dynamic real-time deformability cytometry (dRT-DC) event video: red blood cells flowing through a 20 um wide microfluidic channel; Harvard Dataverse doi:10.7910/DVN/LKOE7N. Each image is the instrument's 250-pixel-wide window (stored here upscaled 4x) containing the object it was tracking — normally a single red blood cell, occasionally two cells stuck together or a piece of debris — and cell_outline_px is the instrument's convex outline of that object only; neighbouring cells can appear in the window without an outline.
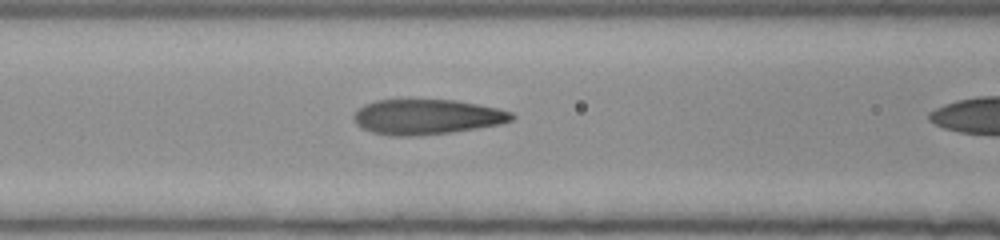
{"species": "human", "species_latin": "Homo sapiens", "temperature_condition": "room temperature", "stored_images_in_passage": 21, "camera_frame_rate_fps": 3000, "um_per_image_px": 0.085, "donor": {"sex": "female"}, "frame": {"image": 1, "passage_image": 20, "time_ms": 6.333, "image_size_px": [1000, 240], "cell_outline_px": [[516, 116], [512, 120], [500, 124], [452, 132], [420, 136], [392, 136], [372, 132], [360, 128], [352, 120], [352, 116], [364, 104], [376, 100], [456, 100], [500, 108], [512, 112]], "centroid_in_image_um": [36.27, 9.94], "position_along_channel_um": 130.3, "area_um2": 32.6}}